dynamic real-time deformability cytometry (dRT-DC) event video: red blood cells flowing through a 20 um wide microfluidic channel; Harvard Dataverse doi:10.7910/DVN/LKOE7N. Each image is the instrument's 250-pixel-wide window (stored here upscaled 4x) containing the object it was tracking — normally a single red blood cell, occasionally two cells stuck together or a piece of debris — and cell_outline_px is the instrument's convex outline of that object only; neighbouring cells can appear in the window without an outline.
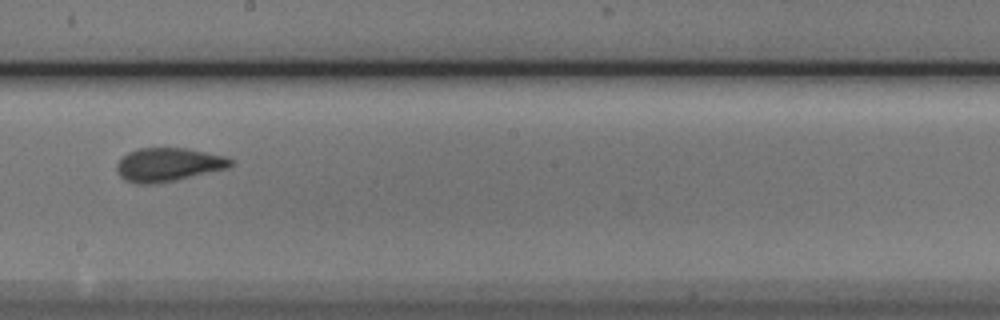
{"species": "Egyptian fruit bat (a non-hibernating species)", "species_latin": "Rousettus aegyptiacus", "temperature_condition": "cold", "stored_images_in_passage": 9, "camera_frame_rate_fps": 3000, "um_per_image_px": 0.085, "animal": {"sex": "male"}, "frame": {"image": 1, "passage_image": 7, "time_ms": 2.0, "image_size_px": [1000, 320], "cell_outline_px": [[236, 160], [228, 168], [176, 180], [152, 184], [136, 184], [124, 180], [120, 176], [116, 168], [116, 164], [128, 152], [140, 148], [188, 148], [228, 156]], "centroid_in_image_um": [14.34, 13.99], "position_along_channel_um": 233.9, "area_um2": 22.48}}
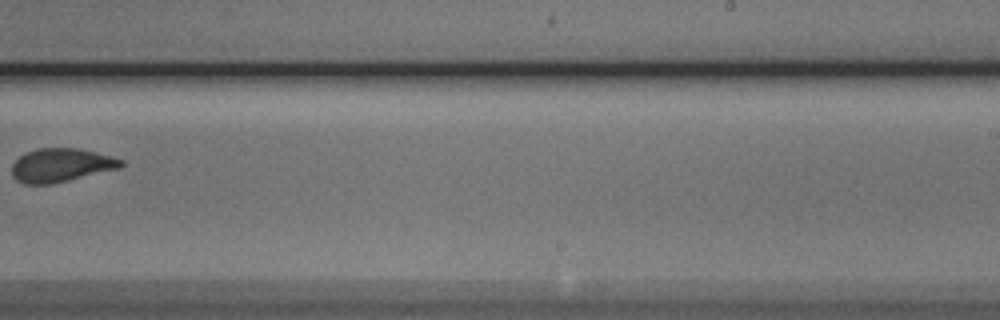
{"frame": {"image": 2, "passage_image": 8, "time_ms": 2.333, "image_size_px": [1000, 320], "cell_outline_px": [[124, 164], [120, 168], [52, 184], [24, 184], [16, 180], [12, 176], [12, 164], [24, 152], [36, 148], [80, 148], [112, 156], [124, 160]], "centroid_in_image_um": [5.18, 14.03], "position_along_channel_um": 283.8, "area_um2": 21.56}}